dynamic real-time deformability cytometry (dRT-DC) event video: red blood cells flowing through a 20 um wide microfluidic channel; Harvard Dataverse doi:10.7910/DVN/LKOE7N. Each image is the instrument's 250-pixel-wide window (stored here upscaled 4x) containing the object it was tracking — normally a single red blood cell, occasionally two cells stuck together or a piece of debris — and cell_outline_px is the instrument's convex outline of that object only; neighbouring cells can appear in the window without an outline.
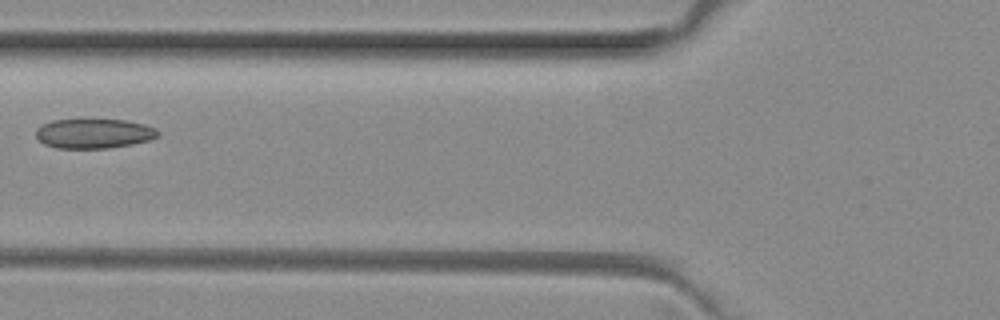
{"species": "common noctule bat (a hibernating species)", "species_latin": "Nyctalus noctula", "temperature_condition": "room temperature", "stored_images_in_passage": 3, "camera_frame_rate_fps": 3000, "um_per_image_px": 0.085, "animal": {"sex": "female", "body_mass_g": 29.2, "forearm_length_mm": 56.3}, "frame": {"image": 1, "passage_image": 3, "time_ms": 0.667, "image_size_px": [1000, 320], "cell_outline_px": [[160, 136], [148, 140], [132, 144], [108, 148], [56, 148], [44, 144], [36, 136], [36, 128], [40, 124], [52, 120], [84, 116], [128, 120], [144, 124], [156, 128], [160, 132]], "centroid_in_image_um": [7.96, 11.28], "position_along_channel_um": 117.8, "area_um2": 22.25}}